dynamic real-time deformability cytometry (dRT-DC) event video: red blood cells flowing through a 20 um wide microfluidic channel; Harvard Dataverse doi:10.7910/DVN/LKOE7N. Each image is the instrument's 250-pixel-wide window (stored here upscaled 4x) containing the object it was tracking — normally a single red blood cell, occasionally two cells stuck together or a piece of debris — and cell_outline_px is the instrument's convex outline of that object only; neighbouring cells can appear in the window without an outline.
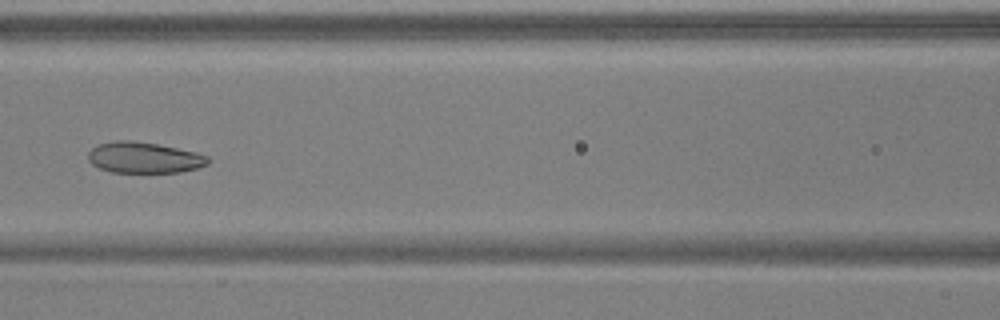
{"species": "common noctule bat (a hibernating species)", "species_latin": "Nyctalus noctula", "temperature_condition": "warm", "stored_images_in_passage": 7, "camera_frame_rate_fps": 3000, "um_per_image_px": 0.085, "animal": {"sex": "male", "body_mass_g": 17.9, "forearm_length_mm": 54.2}, "frame": {"image": 1, "passage_image": 6, "time_ms": 1.667, "image_size_px": [1000, 320], "cell_outline_px": [[208, 164], [196, 168], [180, 172], [112, 172], [100, 168], [92, 164], [88, 160], [88, 152], [92, 148], [100, 144], [112, 140], [128, 140], [156, 144], [196, 152], [208, 156]], "centroid_in_image_um": [12.22, 13.39], "position_along_channel_um": 154.4, "area_um2": 21.44}}
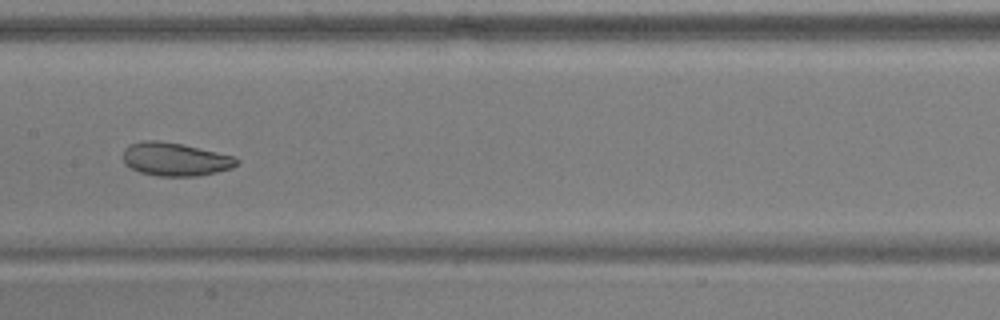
{"frame": {"image": 2, "passage_image": 7, "time_ms": 2.0, "image_size_px": [1000, 320], "cell_outline_px": [[240, 160], [232, 168], [216, 172], [196, 176], [156, 176], [140, 172], [124, 164], [124, 148], [132, 144], [144, 140], [160, 140], [180, 144], [236, 156]], "centroid_in_image_um": [14.9, 13.54], "position_along_channel_um": 192.5, "area_um2": 21.96}}